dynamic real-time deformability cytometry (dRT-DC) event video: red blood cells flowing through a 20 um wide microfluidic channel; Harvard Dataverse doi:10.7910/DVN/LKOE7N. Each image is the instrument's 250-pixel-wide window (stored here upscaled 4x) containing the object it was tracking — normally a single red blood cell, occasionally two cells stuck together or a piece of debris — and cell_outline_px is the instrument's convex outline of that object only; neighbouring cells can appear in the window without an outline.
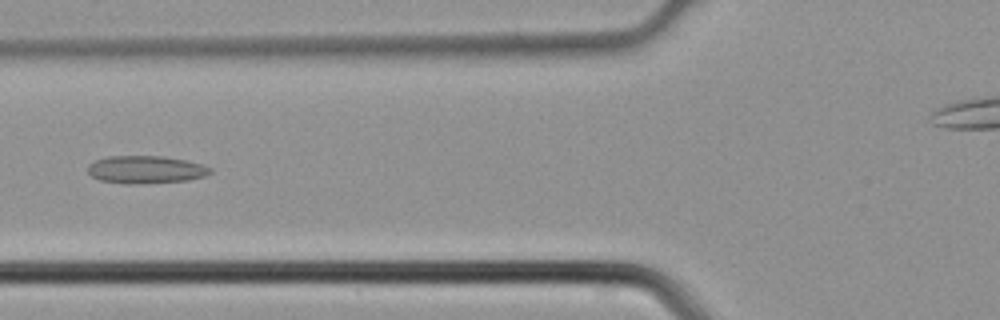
{"species": "common noctule bat (a hibernating species)", "species_latin": "Nyctalus noctula", "temperature_condition": "cold", "stored_images_in_passage": 39, "camera_frame_rate_fps": 3000, "um_per_image_px": 0.085, "animal": {"sex": "male", "body_mass_g": 21.5, "forearm_length_mm": 52.0}, "frame": {"image": 1, "passage_image": 17, "time_ms": 5.333, "image_size_px": [1000, 320], "cell_outline_px": [[212, 172], [204, 176], [188, 180], [132, 184], [128, 184], [100, 180], [92, 176], [88, 172], [88, 164], [96, 160], [108, 156], [164, 156], [188, 160], [212, 168]], "centroid_in_image_um": [12.39, 14.4], "position_along_channel_um": 113.4, "area_um2": 19.71}}
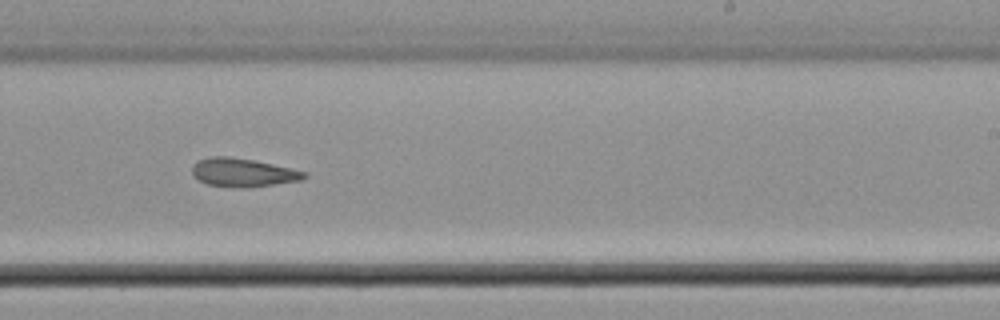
{"frame": {"image": 2, "passage_image": 27, "time_ms": 8.667, "image_size_px": [1000, 320], "cell_outline_px": [[308, 176], [300, 180], [248, 188], [244, 188], [208, 184], [200, 180], [192, 172], [192, 168], [196, 160], [208, 156], [228, 156], [252, 160], [292, 168], [308, 172]], "centroid_in_image_um": [20.66, 14.65], "position_along_channel_um": 268.3, "area_um2": 18.5}}
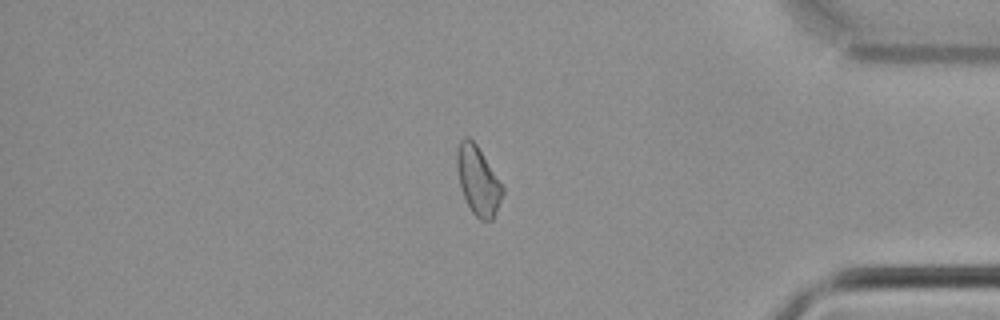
{"frame": {"image": 3, "passage_image": 37, "time_ms": 12.0, "image_size_px": [1000, 320], "cell_outline_px": [[504, 192], [492, 220], [480, 220], [472, 212], [460, 188], [456, 164], [456, 152], [460, 140], [464, 136], [468, 136], [476, 144], [504, 188]], "centroid_in_image_um": [40.61, 15.33], "position_along_channel_um": 394.6, "area_um2": 18.03}}